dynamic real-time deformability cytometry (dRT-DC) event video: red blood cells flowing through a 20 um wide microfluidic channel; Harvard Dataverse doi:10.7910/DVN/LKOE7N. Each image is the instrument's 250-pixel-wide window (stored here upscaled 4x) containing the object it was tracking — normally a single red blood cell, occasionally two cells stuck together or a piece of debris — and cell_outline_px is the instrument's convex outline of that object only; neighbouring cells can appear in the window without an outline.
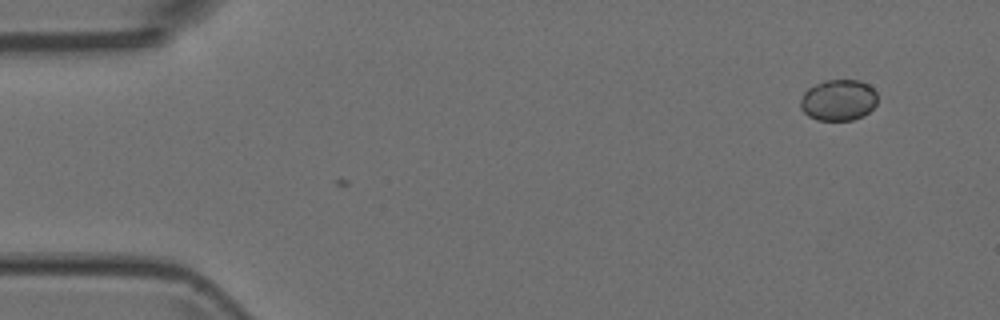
{"species": "Egyptian fruit bat (a non-hibernating species)", "species_latin": "Rousettus aegyptiacus", "temperature_condition": "room temperature", "stored_images_in_passage": 3, "camera_frame_rate_fps": 3000, "um_per_image_px": 0.085, "animal": {"sex": "female"}, "frame": {"image": 1, "passage_image": 3, "time_ms": 0.667, "image_size_px": [1000, 320], "cell_outline_px": [[876, 104], [864, 116], [852, 120], [816, 120], [808, 116], [800, 108], [800, 100], [804, 92], [808, 88], [824, 80], [860, 80], [868, 84], [876, 92]], "centroid_in_image_um": [71.25, 8.51], "position_along_channel_um": 13.7, "area_um2": 18.55}}